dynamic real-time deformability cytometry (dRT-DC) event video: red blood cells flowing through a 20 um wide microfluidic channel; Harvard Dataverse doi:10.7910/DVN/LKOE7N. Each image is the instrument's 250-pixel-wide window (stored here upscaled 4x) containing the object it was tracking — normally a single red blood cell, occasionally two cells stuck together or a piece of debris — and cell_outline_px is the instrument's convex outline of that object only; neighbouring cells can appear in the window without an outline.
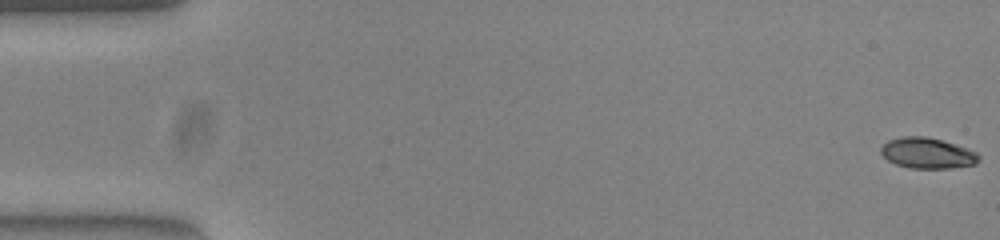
{"species": "common noctule bat (a hibernating species)", "species_latin": "Nyctalus noctula", "temperature_condition": "warm", "stored_images_in_passage": 47, "camera_frame_rate_fps": 3000, "um_per_image_px": 0.085, "animal": {"sex": "female", "body_mass_g": 23.0, "forearm_length_mm": 53.4}, "frame": {"image": 1, "passage_image": 1, "time_ms": 0.0, "image_size_px": [1000, 240], "cell_outline_px": [[980, 160], [976, 164], [952, 168], [908, 168], [896, 164], [888, 160], [880, 152], [880, 148], [888, 140], [904, 136], [924, 136], [940, 140], [968, 148], [976, 152], [980, 156]], "centroid_in_image_um": [78.84, 13.02], "position_along_channel_um": 6.2, "area_um2": 17.51}}
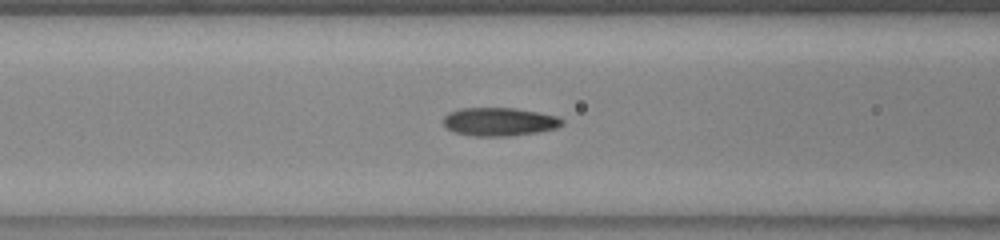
{"frame": {"image": 2, "passage_image": 22, "time_ms": 7.0, "image_size_px": [1000, 240], "cell_outline_px": [[564, 124], [556, 128], [536, 132], [508, 136], [472, 136], [456, 132], [448, 128], [444, 124], [444, 116], [448, 112], [460, 108], [516, 108], [556, 116], [564, 120]], "centroid_in_image_um": [42.44, 10.34], "position_along_channel_um": 124.2, "area_um2": 19.48}}
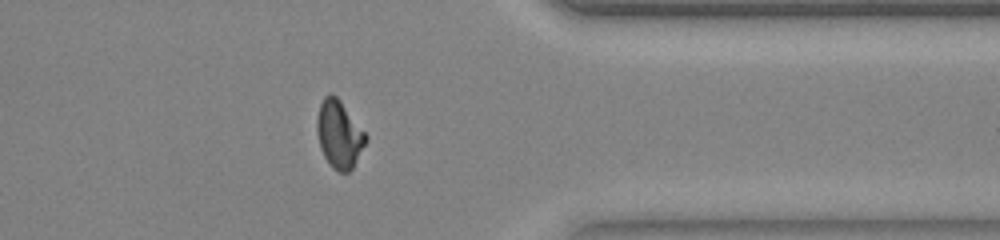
{"frame": {"image": 3, "passage_image": 43, "time_ms": 14.0, "image_size_px": [1000, 240], "cell_outline_px": [[368, 140], [352, 168], [348, 172], [340, 172], [332, 168], [324, 156], [320, 148], [316, 128], [316, 120], [320, 104], [324, 96], [332, 92], [340, 100], [368, 136]], "centroid_in_image_um": [28.82, 11.41], "position_along_channel_um": 382.6, "area_um2": 19.25}, "authors_computed_cell_mechanics": {"area_um2": 18.8428, "velocity_mm_per_s": 3.8694, "shape_relaxation_time_tau1_ms": 7.8162, "shape_relaxation_time_tau2_ms": 1.365, "deformation_change_tau1": 0.2819, "deformation_change_tau2": 0.0782}}